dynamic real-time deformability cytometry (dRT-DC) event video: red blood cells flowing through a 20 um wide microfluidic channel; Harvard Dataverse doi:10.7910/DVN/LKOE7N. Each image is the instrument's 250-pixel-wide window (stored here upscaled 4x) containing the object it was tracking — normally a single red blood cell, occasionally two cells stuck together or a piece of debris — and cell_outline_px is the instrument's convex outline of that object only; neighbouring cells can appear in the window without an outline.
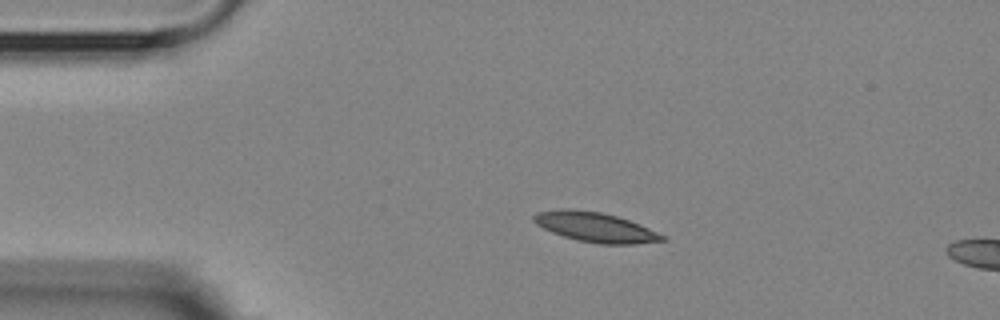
{"species": "Egyptian fruit bat (a non-hibernating species)", "species_latin": "Rousettus aegyptiacus", "temperature_condition": "room temperature", "stored_images_in_passage": 5, "camera_frame_rate_fps": 3000, "um_per_image_px": 0.085, "animal": {"sex": "female"}, "frame": {"image": 1, "passage_image": 3, "time_ms": 2.333, "image_size_px": [1000, 320], "cell_outline_px": [[668, 240], [636, 244], [600, 244], [576, 240], [552, 232], [536, 224], [532, 220], [532, 216], [536, 212], [564, 208], [568, 208], [600, 212], [616, 216], [640, 224], [668, 236]], "centroid_in_image_um": [50.64, 19.31], "position_along_channel_um": 34.4, "area_um2": 22.43}}